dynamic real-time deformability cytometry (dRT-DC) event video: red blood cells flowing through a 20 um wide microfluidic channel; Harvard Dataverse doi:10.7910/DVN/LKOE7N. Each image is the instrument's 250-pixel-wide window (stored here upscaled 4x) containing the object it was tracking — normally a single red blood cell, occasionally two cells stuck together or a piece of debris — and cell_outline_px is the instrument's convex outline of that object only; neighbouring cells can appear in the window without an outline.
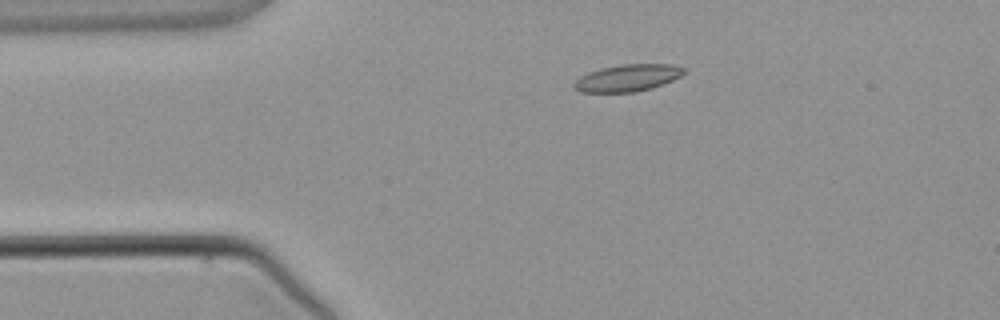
{"species": "common noctule bat (a hibernating species)", "species_latin": "Nyctalus noctula", "temperature_condition": "warm", "stored_images_in_passage": 4, "camera_frame_rate_fps": 3000, "um_per_image_px": 0.085, "animal": {"sex": "male", "body_mass_g": 21.5, "forearm_length_mm": 52.0}, "frame": {"image": 1, "passage_image": 2, "time_ms": 1.333, "image_size_px": [1000, 320], "cell_outline_px": [[688, 72], [664, 84], [652, 88], [636, 92], [580, 92], [572, 88], [572, 84], [580, 76], [588, 72], [600, 68], [620, 64], [672, 64], [688, 68]], "centroid_in_image_um": [53.37, 6.61], "position_along_channel_um": 31.6, "area_um2": 17.63}}